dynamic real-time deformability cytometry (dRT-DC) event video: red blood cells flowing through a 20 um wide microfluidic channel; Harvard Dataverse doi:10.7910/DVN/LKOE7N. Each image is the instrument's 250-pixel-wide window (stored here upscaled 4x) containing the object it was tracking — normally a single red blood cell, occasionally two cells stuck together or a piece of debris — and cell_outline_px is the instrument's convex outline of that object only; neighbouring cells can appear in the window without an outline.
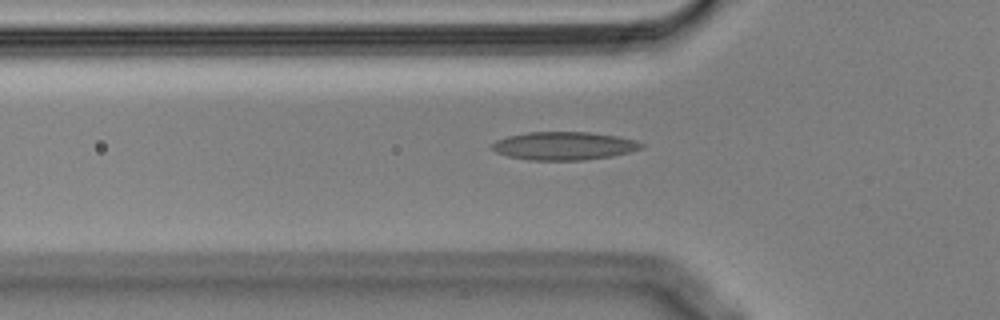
{"species": "Egyptian fruit bat (a non-hibernating species)", "species_latin": "Rousettus aegyptiacus", "temperature_condition": "cold", "stored_images_in_passage": 34, "camera_frame_rate_fps": 3000, "um_per_image_px": 0.085, "animal": {"sex": "male"}, "frame": {"image": 1, "passage_image": 4, "time_ms": 1.0, "image_size_px": [1000, 320], "cell_outline_px": [[644, 148], [612, 156], [584, 160], [528, 160], [508, 156], [496, 152], [492, 148], [492, 144], [496, 140], [508, 136], [528, 132], [588, 132], [616, 136], [636, 140], [644, 144]], "centroid_in_image_um": [47.95, 12.4], "position_along_channel_um": 77.9, "area_um2": 24.45}}
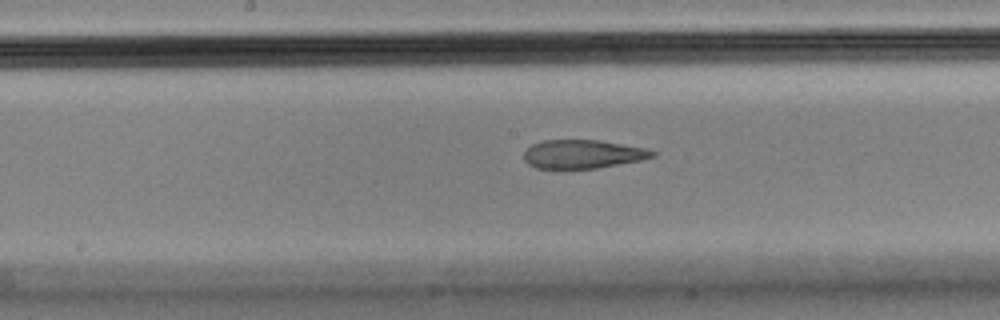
{"frame": {"image": 2, "passage_image": 14, "time_ms": 4.333, "image_size_px": [1000, 320], "cell_outline_px": [[656, 156], [640, 160], [596, 168], [536, 168], [528, 164], [524, 160], [524, 152], [532, 144], [544, 140], [600, 140], [648, 148], [656, 152]], "centroid_in_image_um": [49.55, 13.09], "position_along_channel_um": 198.6, "area_um2": 21.39}}
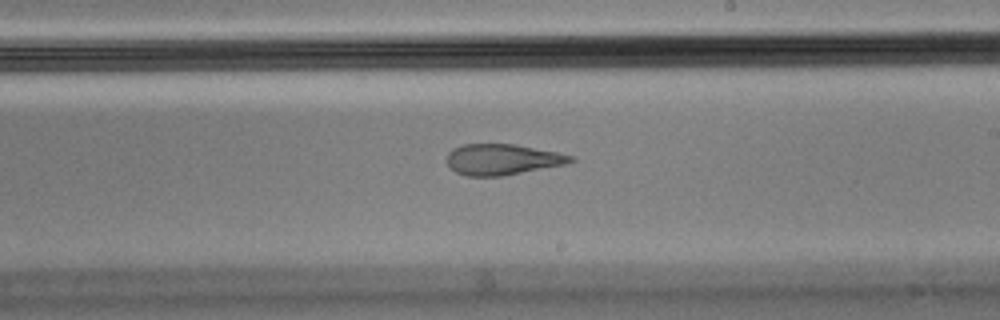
{"frame": {"image": 3, "passage_image": 18, "time_ms": 5.667, "image_size_px": [1000, 320], "cell_outline_px": [[576, 160], [564, 164], [504, 176], [464, 176], [456, 172], [448, 164], [448, 152], [452, 148], [464, 144], [512, 144], [556, 152], [576, 156]], "centroid_in_image_um": [42.69, 13.56], "position_along_channel_um": 246.3, "area_um2": 22.14}}